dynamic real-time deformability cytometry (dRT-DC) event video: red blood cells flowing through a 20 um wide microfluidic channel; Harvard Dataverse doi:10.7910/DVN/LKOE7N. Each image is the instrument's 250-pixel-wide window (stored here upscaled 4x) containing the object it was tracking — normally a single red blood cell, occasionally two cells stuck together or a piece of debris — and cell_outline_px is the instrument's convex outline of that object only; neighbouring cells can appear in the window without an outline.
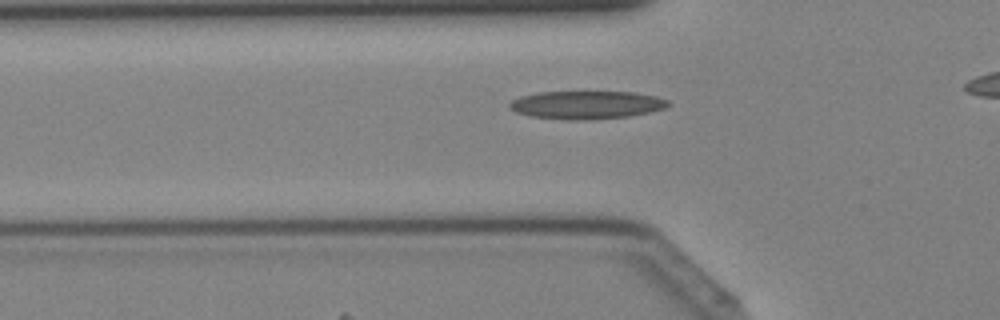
{"species": "Egyptian fruit bat (a non-hibernating species)", "species_latin": "Rousettus aegyptiacus", "temperature_condition": "cold", "stored_images_in_passage": 31, "camera_frame_rate_fps": 3000, "um_per_image_px": 0.085, "animal": {"sex": "female"}, "frame": {"image": 1, "passage_image": 10, "time_ms": 3.0, "image_size_px": [1000, 320], "cell_outline_px": [[672, 104], [664, 108], [648, 112], [628, 116], [592, 120], [568, 120], [532, 116], [516, 112], [508, 108], [508, 104], [512, 100], [520, 96], [536, 92], [636, 92], [656, 96], [668, 100]], "centroid_in_image_um": [49.84, 8.91], "position_along_channel_um": 76.0, "area_um2": 26.07}}
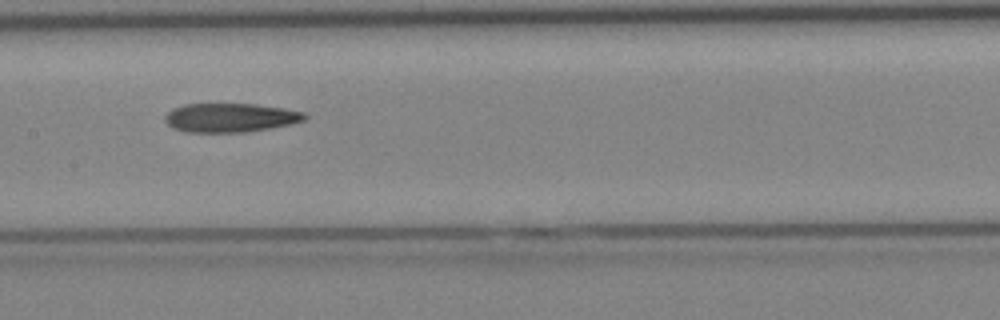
{"frame": {"image": 2, "passage_image": 17, "time_ms": 5.333, "image_size_px": [1000, 320], "cell_outline_px": [[308, 116], [304, 120], [292, 124], [272, 128], [244, 132], [184, 132], [172, 128], [164, 120], [164, 116], [172, 108], [184, 104], [256, 104], [284, 108], [304, 112]], "centroid_in_image_um": [19.57, 10.0], "position_along_channel_um": 187.8, "area_um2": 23.76}}
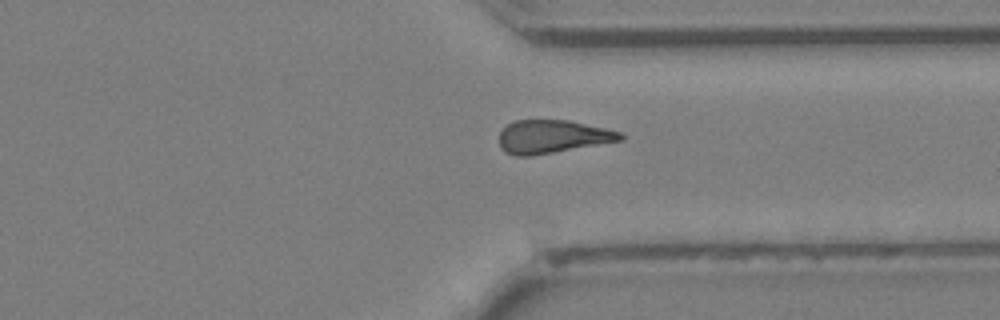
{"frame": {"image": 3, "passage_image": 28, "time_ms": 9.0, "image_size_px": [1000, 320], "cell_outline_px": [[624, 140], [528, 156], [516, 156], [504, 152], [500, 148], [500, 132], [508, 124], [516, 120], [568, 120], [604, 128], [620, 132], [624, 136]], "centroid_in_image_um": [46.94, 11.61], "position_along_channel_um": 364.5, "area_um2": 23.18}}